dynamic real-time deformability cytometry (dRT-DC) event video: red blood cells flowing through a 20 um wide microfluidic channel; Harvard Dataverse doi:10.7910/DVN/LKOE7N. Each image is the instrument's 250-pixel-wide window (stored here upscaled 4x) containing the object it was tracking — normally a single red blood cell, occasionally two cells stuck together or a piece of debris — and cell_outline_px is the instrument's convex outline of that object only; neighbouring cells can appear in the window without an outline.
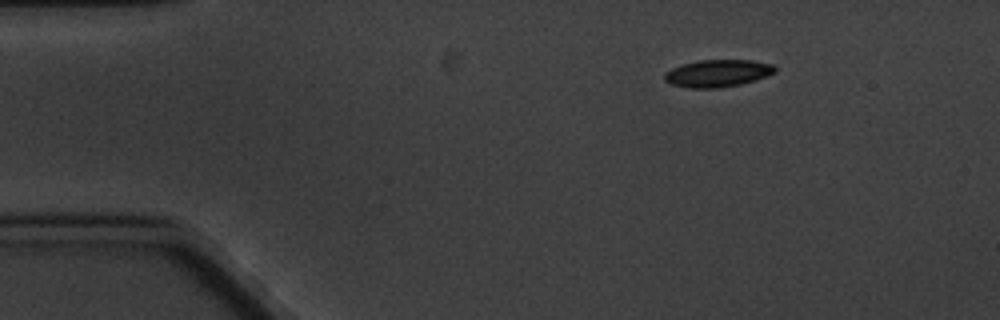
{"species": "common noctule bat (a hibernating species)", "species_latin": "Nyctalus noctula", "temperature_condition": "cold", "stored_images_in_passage": 5, "segment_of_instrument_passage": [2, 2], "camera_frame_rate_fps": 3000, "um_per_image_px": 0.085, "animal": {"sex": "male", "body_mass_g": 20.1, "forearm_length_mm": 53.5}, "frame": {"image": 1, "passage_image": 5, "time_ms": 4.667, "image_size_px": [1000, 320], "cell_outline_px": [[776, 72], [740, 84], [720, 88], [688, 88], [672, 84], [664, 80], [664, 72], [672, 68], [684, 64], [700, 60], [752, 60], [772, 64], [776, 68]], "centroid_in_image_um": [60.97, 6.23], "position_along_channel_um": 24.0, "area_um2": 17.4}}